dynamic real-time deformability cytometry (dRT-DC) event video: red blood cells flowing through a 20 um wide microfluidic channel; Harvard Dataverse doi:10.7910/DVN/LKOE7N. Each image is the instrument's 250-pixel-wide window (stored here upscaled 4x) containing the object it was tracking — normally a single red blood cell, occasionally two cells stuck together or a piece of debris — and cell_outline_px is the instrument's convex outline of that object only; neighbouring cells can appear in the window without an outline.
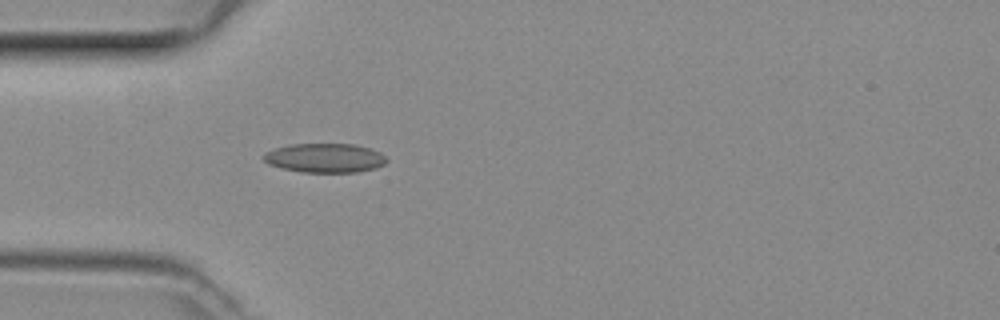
{"species": "common noctule bat (a hibernating species)", "species_latin": "Nyctalus noctula", "temperature_condition": "room temperature", "stored_images_in_passage": 32, "camera_frame_rate_fps": 3000, "um_per_image_px": 0.085, "animal": {"sex": "female", "body_mass_g": 29.2, "forearm_length_mm": 56.3}, "frame": {"image": 1, "passage_image": 1, "time_ms": 0.0, "image_size_px": [1000, 320], "cell_outline_px": [[388, 160], [384, 164], [376, 168], [356, 172], [304, 172], [280, 168], [268, 164], [264, 160], [264, 152], [276, 148], [292, 144], [352, 144], [368, 148], [380, 152]], "centroid_in_image_um": [27.61, 13.43], "position_along_channel_um": 57.4, "area_um2": 20.81}}
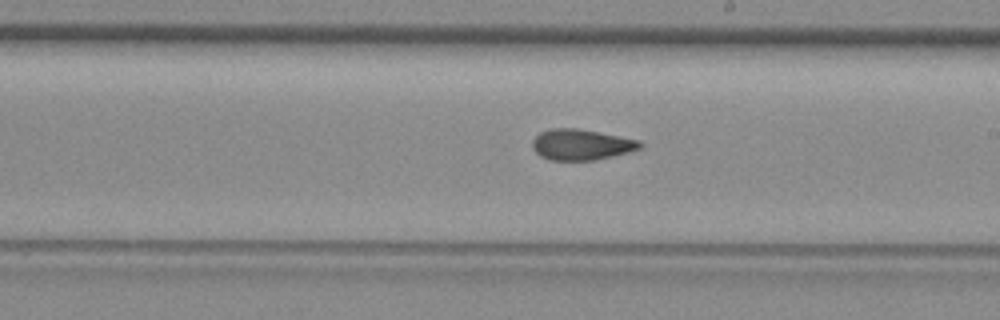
{"frame": {"image": 2, "passage_image": 14, "time_ms": 4.333, "image_size_px": [1000, 320], "cell_outline_px": [[644, 144], [640, 148], [628, 152], [596, 160], [548, 160], [540, 156], [532, 148], [532, 140], [540, 132], [552, 128], [576, 128], [620, 136], [640, 140]], "centroid_in_image_um": [49.4, 12.29], "position_along_channel_um": 239.6, "area_um2": 19.36}}
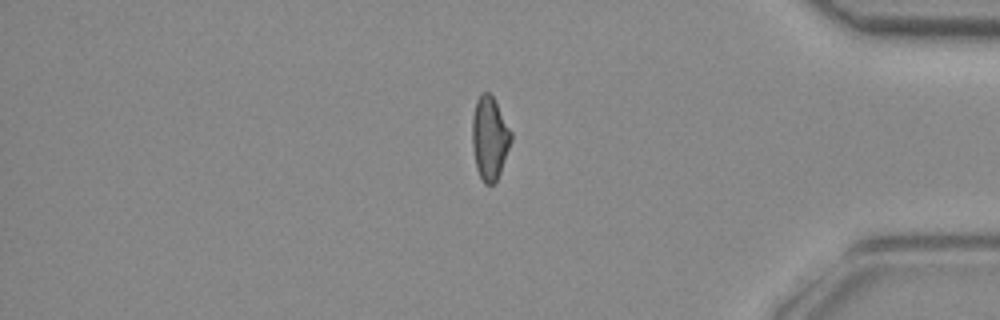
{"frame": {"image": 3, "passage_image": 27, "time_ms": 8.667, "image_size_px": [1000, 320], "cell_outline_px": [[512, 140], [500, 172], [496, 180], [492, 184], [484, 184], [476, 168], [472, 144], [472, 116], [476, 100], [480, 92], [488, 92], [492, 96], [512, 132]], "centroid_in_image_um": [41.6, 11.72], "position_along_channel_um": 393.6, "area_um2": 18.79}}